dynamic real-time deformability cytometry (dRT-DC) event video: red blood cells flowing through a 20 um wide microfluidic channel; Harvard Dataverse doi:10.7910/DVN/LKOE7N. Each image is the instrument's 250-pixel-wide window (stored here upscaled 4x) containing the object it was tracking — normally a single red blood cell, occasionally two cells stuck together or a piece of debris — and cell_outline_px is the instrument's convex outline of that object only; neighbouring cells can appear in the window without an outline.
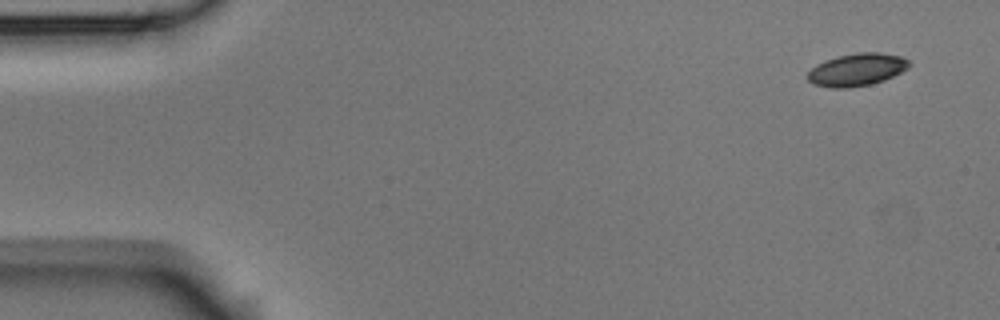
{"species": "Egyptian fruit bat (a non-hibernating species)", "species_latin": "Rousettus aegyptiacus", "temperature_condition": "room temperature", "stored_images_in_passage": 4, "segment_of_instrument_passage": [2, 2], "camera_frame_rate_fps": 3000, "um_per_image_px": 0.085, "animal": {"sex": "male"}, "frame": {"image": 1, "passage_image": 4, "time_ms": 1.0, "image_size_px": [1000, 320], "cell_outline_px": [[912, 64], [908, 68], [884, 80], [872, 84], [848, 88], [832, 88], [812, 84], [808, 80], [808, 72], [816, 64], [836, 56], [856, 52], [880, 52], [900, 56], [908, 60]], "centroid_in_image_um": [72.83, 5.92], "position_along_channel_um": 12.2, "area_um2": 19.36}}